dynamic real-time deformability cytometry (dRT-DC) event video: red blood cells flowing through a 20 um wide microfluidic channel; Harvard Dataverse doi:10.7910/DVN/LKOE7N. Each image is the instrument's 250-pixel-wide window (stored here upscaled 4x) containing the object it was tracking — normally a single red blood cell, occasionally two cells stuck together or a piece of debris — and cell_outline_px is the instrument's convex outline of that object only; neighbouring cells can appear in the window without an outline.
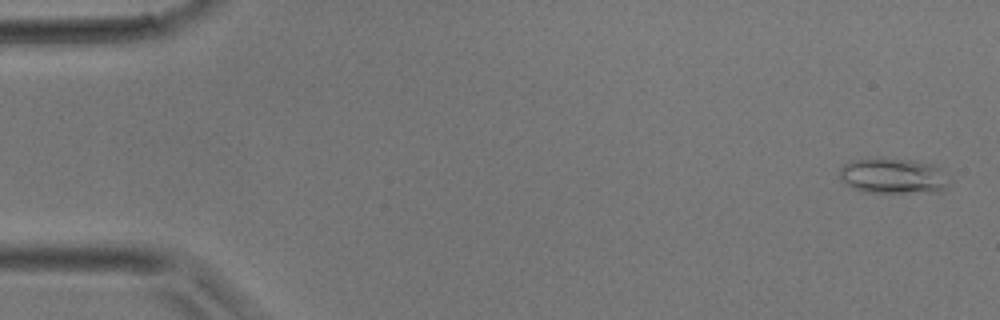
{"species": "common noctule bat (a hibernating species)", "species_latin": "Nyctalus noctula", "temperature_condition": "room temperature", "stored_images_in_passage": 4, "camera_frame_rate_fps": 3000, "um_per_image_px": 0.085, "animal": {"sex": "male", "body_mass_g": 17.9}, "frame": {"image": 1, "passage_image": 1, "time_ms": 0.0, "image_size_px": [1000, 320], "cell_outline_px": [[948, 184], [944, 188], [936, 192], [860, 192], [844, 184], [840, 180], [840, 168], [848, 160], [876, 156], [912, 160], [932, 164], [944, 172]], "centroid_in_image_um": [75.81, 14.92], "position_along_channel_um": 9.2, "area_um2": 23.12}}